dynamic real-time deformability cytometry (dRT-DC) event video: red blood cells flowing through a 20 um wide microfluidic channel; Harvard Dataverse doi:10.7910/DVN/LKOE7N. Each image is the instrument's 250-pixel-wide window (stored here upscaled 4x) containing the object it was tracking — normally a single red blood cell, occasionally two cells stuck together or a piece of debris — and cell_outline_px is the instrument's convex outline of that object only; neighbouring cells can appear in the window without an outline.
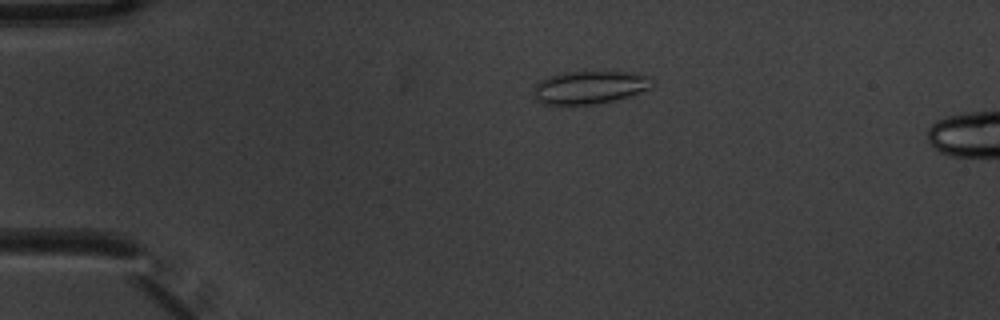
{"species": "common noctule bat (a hibernating species)", "species_latin": "Nyctalus noctula", "temperature_condition": "warm", "stored_images_in_passage": 5, "camera_frame_rate_fps": 3000, "um_per_image_px": 0.085, "animal": {"sex": "male", "body_mass_g": 20.1, "forearm_length_mm": 53.5}, "frame": {"image": 1, "passage_image": 3, "time_ms": 0.667, "image_size_px": [1000, 320], "cell_outline_px": [[652, 84], [648, 88], [628, 96], [616, 100], [596, 104], [544, 104], [536, 100], [536, 84], [540, 80], [548, 76], [568, 72], [628, 72], [652, 76]], "centroid_in_image_um": [50.14, 7.42], "position_along_channel_um": 34.9, "area_um2": 22.37}}